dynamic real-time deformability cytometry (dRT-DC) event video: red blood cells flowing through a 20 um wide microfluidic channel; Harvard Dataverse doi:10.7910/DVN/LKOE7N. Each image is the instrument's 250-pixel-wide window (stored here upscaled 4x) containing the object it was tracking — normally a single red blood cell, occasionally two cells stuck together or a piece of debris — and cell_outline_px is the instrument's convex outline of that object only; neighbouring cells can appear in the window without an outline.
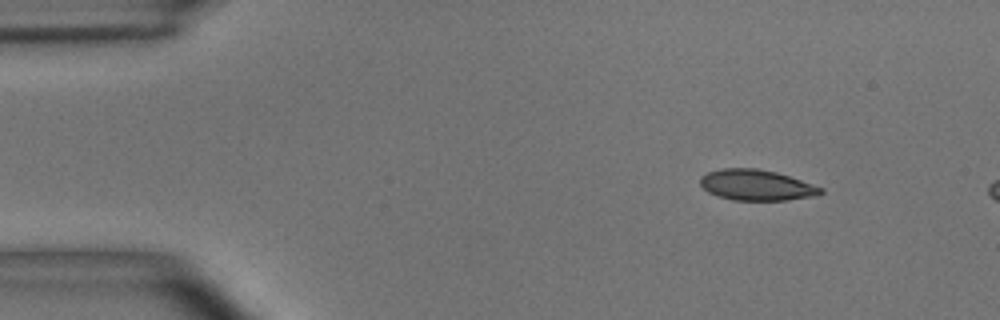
{"species": "common noctule bat (a hibernating species)", "species_latin": "Nyctalus noctula", "temperature_condition": "room temperature", "stored_images_in_passage": 9, "camera_frame_rate_fps": 3000, "um_per_image_px": 0.085, "animal": {"sex": "male", "body_mass_g": 15.6}, "frame": {"image": 1, "passage_image": 1, "time_ms": 0.0, "image_size_px": [1000, 320], "cell_outline_px": [[824, 192], [816, 196], [788, 200], [732, 200], [716, 196], [708, 192], [700, 184], [700, 176], [708, 172], [724, 168], [756, 168], [776, 172], [824, 188]], "centroid_in_image_um": [64.29, 15.74], "position_along_channel_um": 20.7, "area_um2": 21.62}}